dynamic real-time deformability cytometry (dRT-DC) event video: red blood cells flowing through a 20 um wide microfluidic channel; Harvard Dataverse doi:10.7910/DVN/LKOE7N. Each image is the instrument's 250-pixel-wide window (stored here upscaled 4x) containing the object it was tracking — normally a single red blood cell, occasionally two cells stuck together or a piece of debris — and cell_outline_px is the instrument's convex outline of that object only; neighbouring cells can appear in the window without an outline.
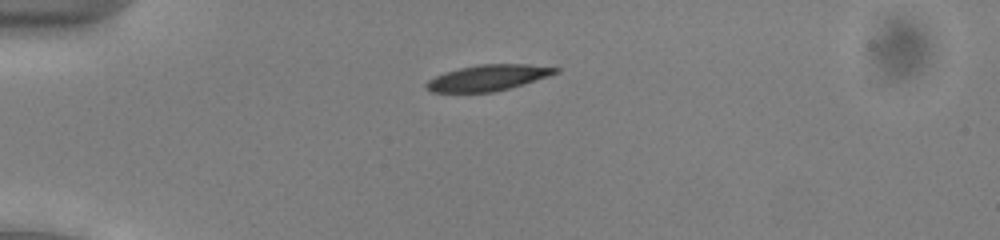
{"species": "common noctule bat (a hibernating species)", "species_latin": "Nyctalus noctula", "temperature_condition": "cold", "stored_images_in_passage": 40, "camera_frame_rate_fps": 3000, "um_per_image_px": 0.085, "animal": {"sex": "male", "body_mass_g": 13.0, "forearm_length_mm": 53.1}, "frame": {"image": 1, "passage_image": 1, "time_ms": 0.0, "image_size_px": [1000, 240], "cell_outline_px": [[560, 72], [496, 92], [432, 92], [424, 88], [424, 84], [428, 80], [444, 72], [460, 68], [480, 64], [528, 64], [560, 68]], "centroid_in_image_um": [41.44, 6.61], "position_along_channel_um": 43.6, "area_um2": 19.42}}
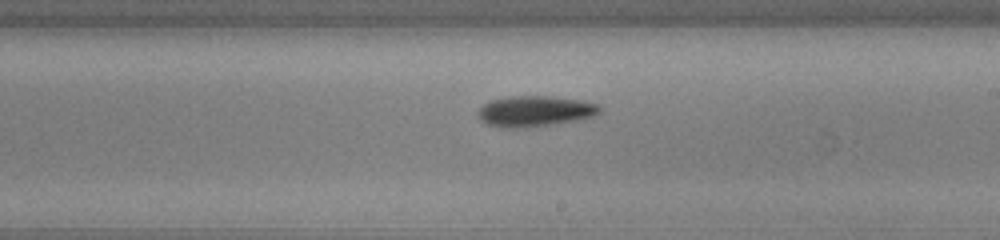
{"frame": {"image": 2, "passage_image": 19, "time_ms": 6.0, "image_size_px": [1000, 240], "cell_outline_px": [[600, 112], [592, 116], [576, 120], [528, 128], [500, 128], [488, 124], [480, 120], [476, 112], [484, 104], [492, 100], [512, 96], [548, 96], [580, 100], [596, 104], [600, 108]], "centroid_in_image_um": [45.41, 9.46], "position_along_channel_um": 243.6, "area_um2": 21.68}}
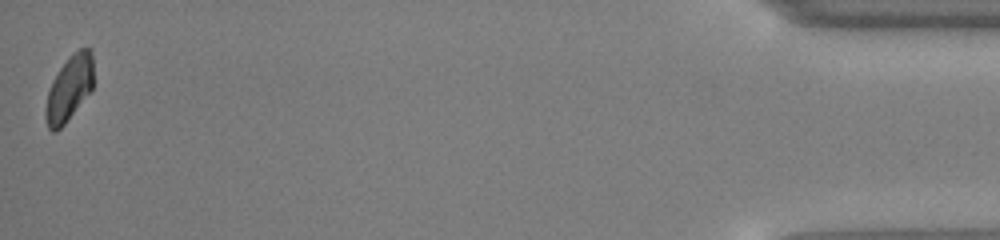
{"frame": {"image": 3, "passage_image": 40, "time_ms": 13.0, "image_size_px": [1000, 240], "cell_outline_px": [[92, 88], [64, 124], [56, 132], [52, 132], [48, 128], [44, 116], [44, 112], [48, 92], [52, 80], [68, 56], [80, 48], [92, 48]], "centroid_in_image_um": [5.85, 7.5], "position_along_channel_um": 429.4, "area_um2": 17.98}, "authors_computed_cell_mechanics": {"area_um2": 20.5768, "velocity_mm_per_s": 3.8858, "shape_relaxation_time_tau1_ms": 3.1695, "shape_relaxation_time_tau2_ms": 2.9637, "deformation_change_tau1": 0.0999, "deformation_change_tau2": 0.0812}}